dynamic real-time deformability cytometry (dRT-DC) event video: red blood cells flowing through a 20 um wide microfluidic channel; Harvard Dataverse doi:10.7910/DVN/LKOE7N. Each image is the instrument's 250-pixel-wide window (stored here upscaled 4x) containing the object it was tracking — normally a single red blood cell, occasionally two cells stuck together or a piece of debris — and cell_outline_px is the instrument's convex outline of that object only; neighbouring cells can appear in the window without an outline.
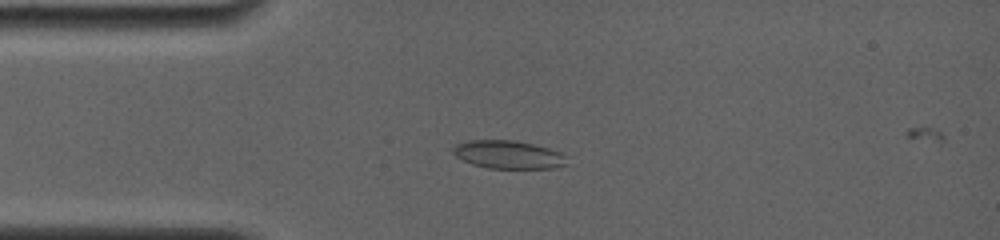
{"species": "common noctule bat (a hibernating species)", "species_latin": "Nyctalus noctula", "temperature_condition": "room temperature", "stored_images_in_passage": 8, "camera_frame_rate_fps": 4000, "um_per_image_px": 0.085, "animal": {"sex": "female", "body_mass_g": 19.0, "forearm_length_mm": 56.7}, "frame": {"image": 1, "passage_image": 6, "time_ms": 3.75, "image_size_px": [1000, 240], "cell_outline_px": [[568, 164], [556, 168], [488, 168], [472, 164], [456, 156], [452, 152], [452, 148], [456, 144], [468, 140], [516, 140], [548, 148], [560, 152], [564, 156]], "centroid_in_image_um": [43.19, 13.14], "position_along_channel_um": 41.8, "area_um2": 18.61}}